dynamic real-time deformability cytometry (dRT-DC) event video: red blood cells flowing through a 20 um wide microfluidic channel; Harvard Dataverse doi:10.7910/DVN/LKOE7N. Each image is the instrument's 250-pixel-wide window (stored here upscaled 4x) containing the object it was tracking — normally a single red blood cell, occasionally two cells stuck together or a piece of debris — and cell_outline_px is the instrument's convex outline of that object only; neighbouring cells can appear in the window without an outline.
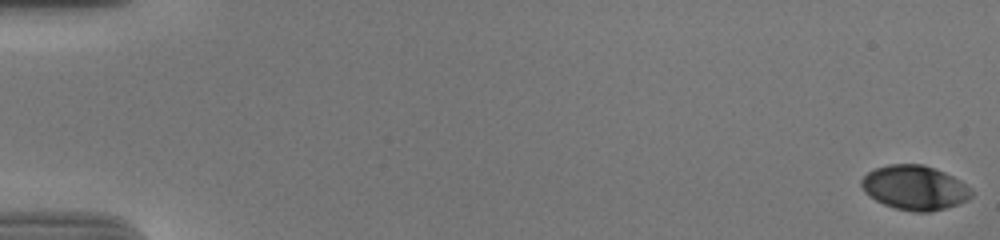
{"species": "human", "species_latin": "Homo sapiens", "temperature_condition": "cold", "stored_images_in_passage": 57, "camera_frame_rate_fps": 3000, "um_per_image_px": 0.085, "donor": {"sex": "male"}, "frame": {"image": 1, "passage_image": 1, "time_ms": 0.0, "image_size_px": [1000, 240], "cell_outline_px": [[972, 196], [968, 200], [944, 208], [928, 212], [916, 212], [896, 208], [884, 204], [876, 200], [864, 192], [860, 184], [860, 180], [868, 172], [876, 168], [888, 164], [924, 164], [936, 168], [960, 180], [972, 188]], "centroid_in_image_um": [77.75, 15.94], "position_along_channel_um": 7.2, "area_um2": 28.5}}
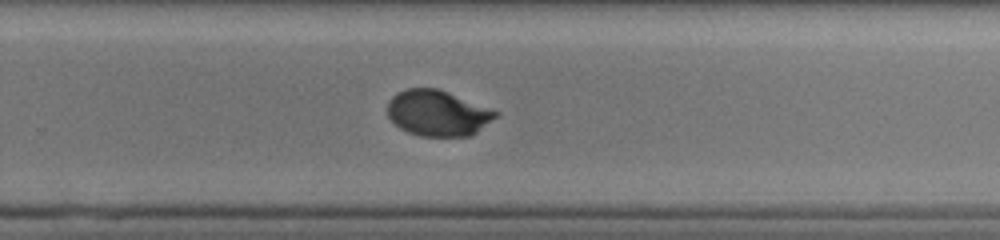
{"frame": {"image": 2, "passage_image": 39, "time_ms": 12.667, "image_size_px": [1000, 240], "cell_outline_px": [[500, 116], [476, 132], [468, 136], [420, 136], [408, 132], [400, 128], [388, 116], [388, 100], [396, 92], [408, 88], [436, 88], [448, 92], [500, 112]], "centroid_in_image_um": [37.22, 9.61], "position_along_channel_um": 292.6, "area_um2": 28.84}}
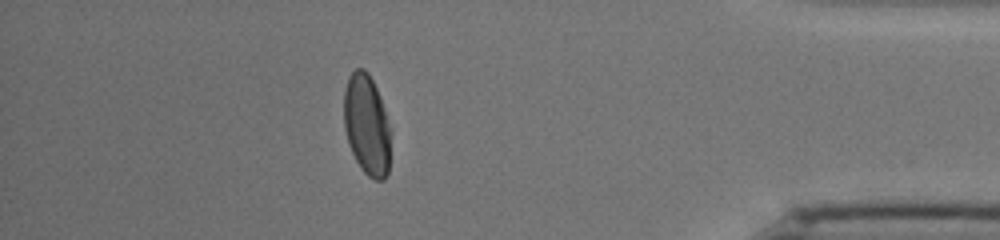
{"frame": {"image": 3, "passage_image": 51, "time_ms": 16.667, "image_size_px": [1000, 240], "cell_outline_px": [[392, 128], [388, 176], [384, 180], [376, 180], [368, 176], [360, 168], [348, 144], [344, 128], [344, 88], [348, 76], [356, 68], [364, 68], [368, 72], [380, 96]], "centroid_in_image_um": [31.2, 10.63], "position_along_channel_um": 404.0, "area_um2": 28.15}, "authors_computed_cell_mechanics": {"area_um2": 28.7844, "velocity_mm_per_s": 3.6906, "shape_relaxation_time_tau1_ms": 6.0185, "shape_relaxation_time_tau2_ms": null, "deformation_change_tau1": 0.1882, "deformation_change_tau2": null}}